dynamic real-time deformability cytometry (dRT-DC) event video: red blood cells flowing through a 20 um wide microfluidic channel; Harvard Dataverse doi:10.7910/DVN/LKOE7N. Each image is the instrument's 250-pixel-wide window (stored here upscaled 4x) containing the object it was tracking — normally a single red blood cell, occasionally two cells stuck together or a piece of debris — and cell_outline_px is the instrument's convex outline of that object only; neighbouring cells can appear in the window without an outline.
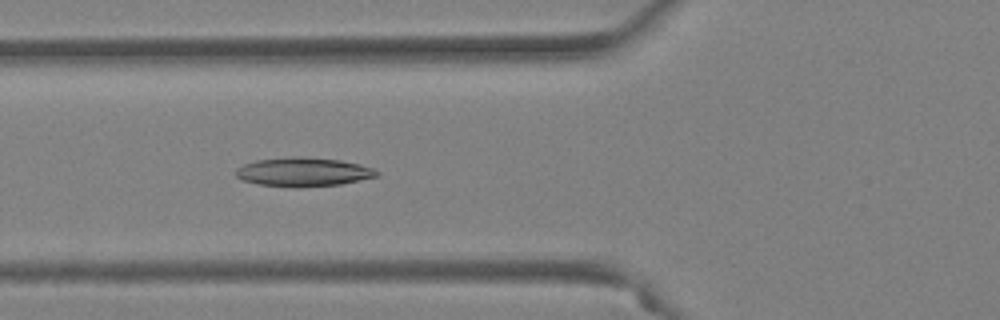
{"species": "Egyptian fruit bat (a non-hibernating species)", "species_latin": "Rousettus aegyptiacus", "temperature_condition": "warm", "stored_images_in_passage": 52, "camera_frame_rate_fps": 3000, "um_per_image_px": 0.085, "animal": {"sex": "female"}, "frame": {"image": 1, "passage_image": 20, "time_ms": 6.333, "image_size_px": [1000, 320], "cell_outline_px": [[380, 172], [376, 176], [340, 184], [300, 188], [296, 188], [260, 184], [244, 180], [236, 176], [236, 168], [244, 164], [256, 160], [292, 156], [304, 156], [340, 160], [360, 164], [372, 168]], "centroid_in_image_um": [25.77, 14.61], "position_along_channel_um": 100.0, "area_um2": 23.76}}
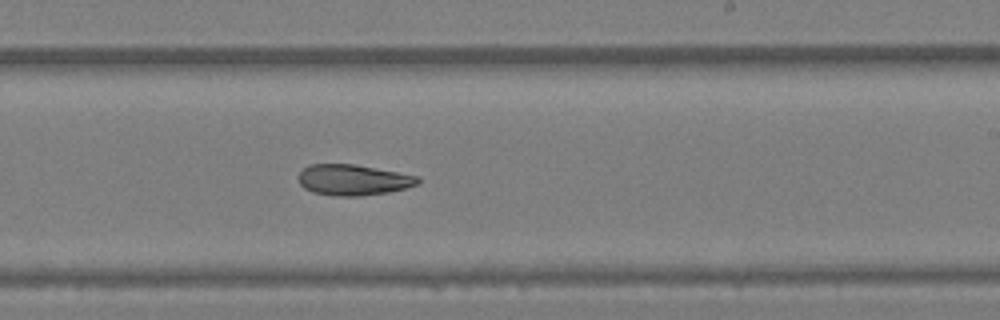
{"frame": {"image": 2, "passage_image": 32, "time_ms": 10.333, "image_size_px": [1000, 320], "cell_outline_px": [[420, 180], [416, 184], [404, 188], [388, 192], [360, 196], [332, 196], [312, 192], [304, 188], [300, 184], [296, 176], [308, 164], [356, 164], [420, 176]], "centroid_in_image_um": [29.98, 15.28], "position_along_channel_um": 259.0, "area_um2": 21.62}}
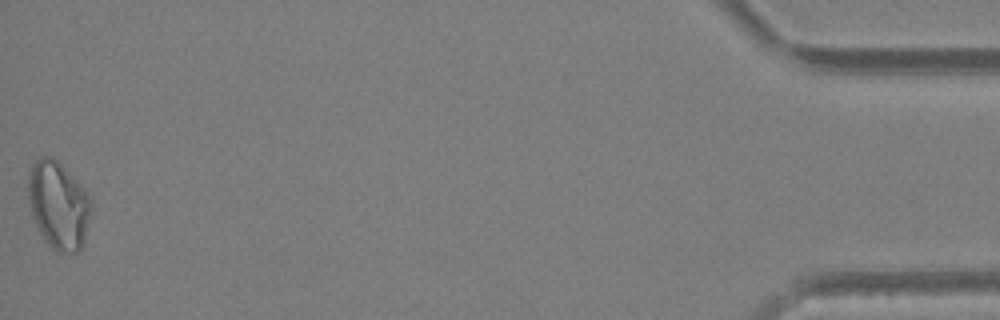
{"frame": {"image": 3, "passage_image": 52, "time_ms": 17.0, "image_size_px": [1000, 320], "cell_outline_px": [[92, 208], [84, 244], [76, 252], [60, 256], [52, 248], [40, 232], [32, 216], [28, 204], [28, 172], [32, 164], [40, 156], [52, 156], [88, 192], [92, 200]], "centroid_in_image_um": [4.97, 17.46], "position_along_channel_um": 430.2, "area_um2": 32.6}}